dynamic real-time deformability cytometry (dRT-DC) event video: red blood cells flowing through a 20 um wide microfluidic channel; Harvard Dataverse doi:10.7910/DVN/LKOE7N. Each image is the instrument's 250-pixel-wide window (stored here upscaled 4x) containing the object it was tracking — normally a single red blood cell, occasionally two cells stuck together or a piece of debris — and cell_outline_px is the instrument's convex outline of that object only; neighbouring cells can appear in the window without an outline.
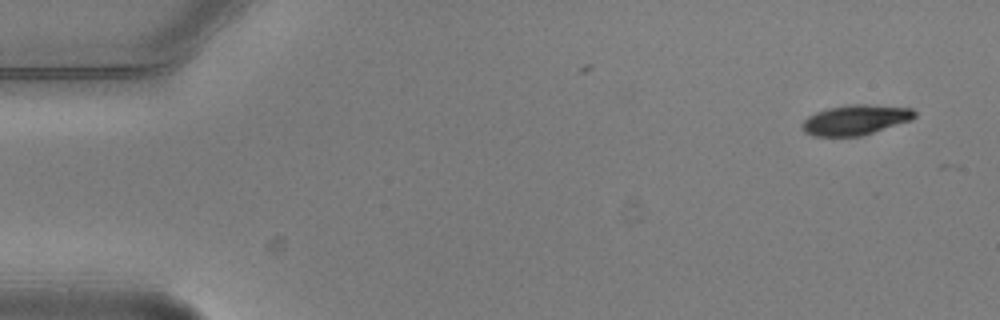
{"species": "common noctule bat (a hibernating species)", "species_latin": "Nyctalus noctula", "temperature_condition": "warm", "stored_images_in_passage": 2, "camera_frame_rate_fps": 3000, "um_per_image_px": 0.085, "animal": {"sex": "male", "body_mass_g": 20.5, "forearm_length_mm": 52.5}, "frame": {"image": 1, "passage_image": 1, "time_ms": 0.0, "image_size_px": [1000, 320], "cell_outline_px": [[916, 116], [912, 120], [860, 136], [812, 136], [804, 132], [800, 124], [808, 116], [816, 112], [828, 108], [852, 104], [864, 104], [912, 108], [916, 112]], "centroid_in_image_um": [72.7, 10.19], "position_along_channel_um": 12.3, "area_um2": 19.71}}